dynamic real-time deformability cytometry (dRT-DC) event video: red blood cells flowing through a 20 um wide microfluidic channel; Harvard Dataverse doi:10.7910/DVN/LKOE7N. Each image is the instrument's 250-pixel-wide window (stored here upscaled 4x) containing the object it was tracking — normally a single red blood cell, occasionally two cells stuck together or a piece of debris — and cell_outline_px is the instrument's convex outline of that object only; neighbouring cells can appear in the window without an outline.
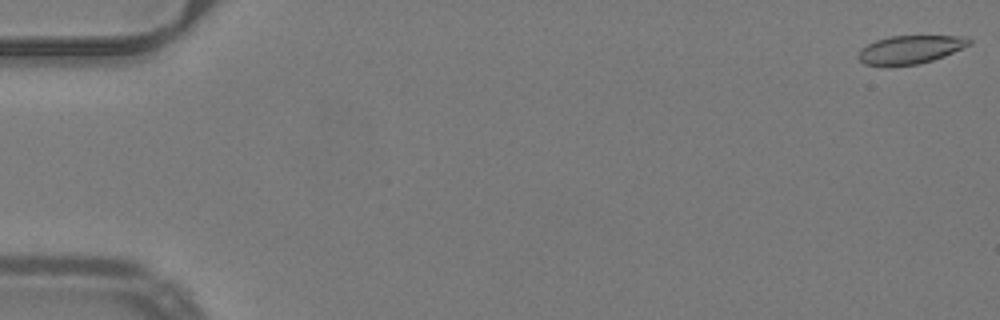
{"species": "common noctule bat (a hibernating species)", "species_latin": "Nyctalus noctula", "temperature_condition": "warm", "stored_images_in_passage": 19, "camera_frame_rate_fps": 3000, "um_per_image_px": 0.085, "animal": {"sex": "male", "body_mass_g": 19.2, "forearm_length_mm": 51.8}, "frame": {"image": 1, "passage_image": 1, "time_ms": 0.0, "image_size_px": [1000, 320], "cell_outline_px": [[972, 44], [944, 56], [932, 60], [916, 64], [888, 68], [864, 64], [856, 56], [860, 48], [876, 40], [888, 36], [968, 36], [972, 40]], "centroid_in_image_um": [77.33, 4.23], "position_along_channel_um": 7.7, "area_um2": 18.79}}
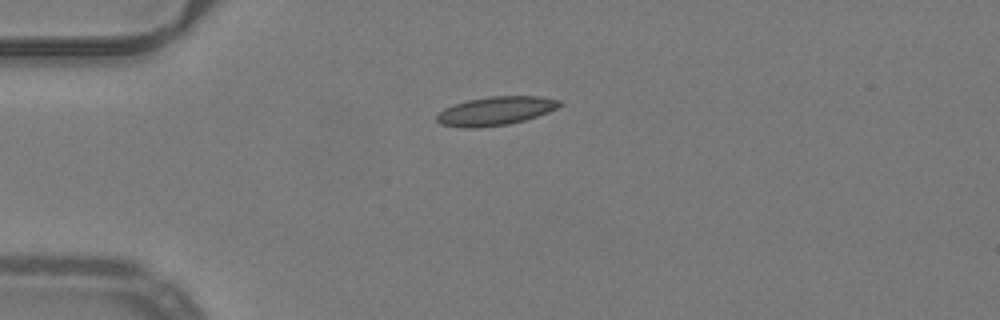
{"frame": {"image": 2, "passage_image": 14, "time_ms": 4.333, "image_size_px": [1000, 320], "cell_outline_px": [[564, 104], [548, 112], [524, 120], [508, 124], [480, 128], [460, 128], [440, 124], [436, 120], [436, 116], [444, 108], [468, 100], [488, 96], [540, 96], [560, 100]], "centroid_in_image_um": [42.12, 9.43], "position_along_channel_um": 42.9, "area_um2": 20.58}}
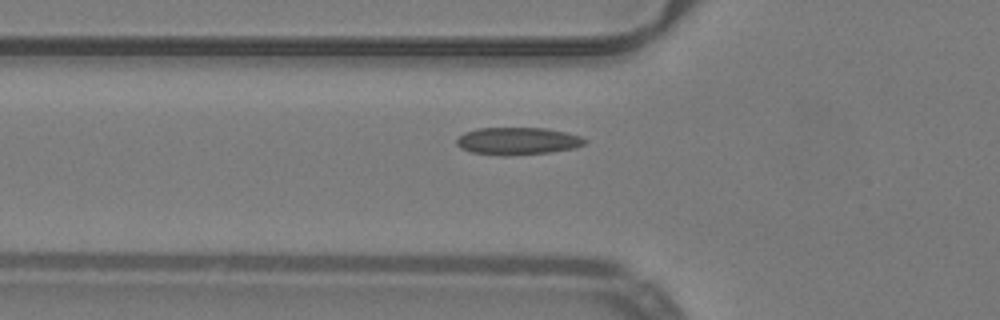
{"frame": {"image": 3, "passage_image": 19, "time_ms": 6.0, "image_size_px": [1000, 320], "cell_outline_px": [[588, 140], [584, 144], [576, 148], [548, 152], [508, 156], [500, 156], [472, 152], [460, 148], [456, 144], [456, 140], [464, 132], [476, 128], [548, 128], [580, 136]], "centroid_in_image_um": [43.98, 11.99], "position_along_channel_um": 81.8, "area_um2": 20.58}}